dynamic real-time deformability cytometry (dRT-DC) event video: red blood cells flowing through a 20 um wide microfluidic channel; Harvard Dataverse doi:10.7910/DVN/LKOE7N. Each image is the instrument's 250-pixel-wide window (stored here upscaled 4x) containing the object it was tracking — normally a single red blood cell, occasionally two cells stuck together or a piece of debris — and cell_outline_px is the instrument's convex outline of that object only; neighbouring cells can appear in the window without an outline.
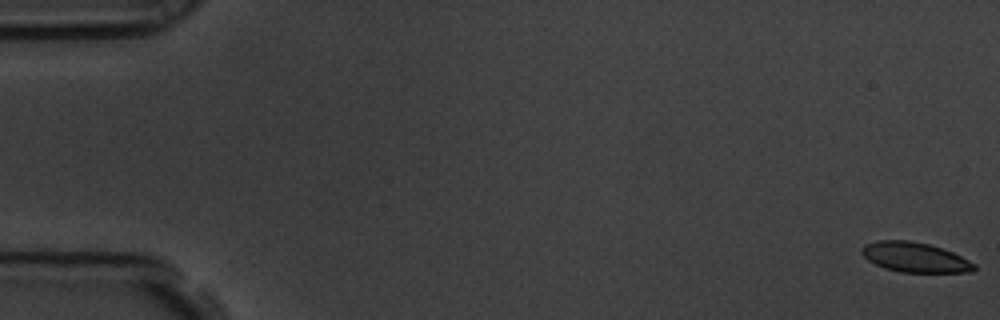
{"species": "common noctule bat (a hibernating species)", "species_latin": "Nyctalus noctula", "temperature_condition": "room temperature", "stored_images_in_passage": 58, "camera_frame_rate_fps": 3000, "um_per_image_px": 0.085, "animal": {"sex": "male", "body_mass_g": 19.5, "forearm_length_mm": 54.6}, "frame": {"image": 1, "passage_image": 1, "time_ms": 0.0, "image_size_px": [1000, 320], "cell_outline_px": [[976, 268], [972, 272], [900, 272], [884, 268], [868, 260], [860, 252], [860, 248], [864, 244], [880, 240], [908, 240], [928, 244], [952, 252], [976, 264]], "centroid_in_image_um": [77.74, 21.87], "position_along_channel_um": 7.3, "area_um2": 19.48}}
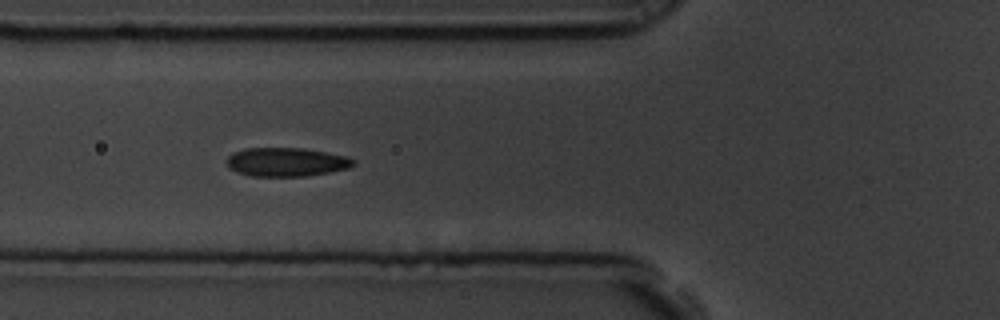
{"frame": {"image": 2, "passage_image": 22, "time_ms": 7.0, "image_size_px": [1000, 320], "cell_outline_px": [[356, 164], [348, 168], [308, 176], [252, 176], [236, 172], [228, 168], [224, 160], [232, 152], [244, 148], [304, 148], [348, 156], [356, 160]], "centroid_in_image_um": [24.31, 13.76], "position_along_channel_um": 101.5, "area_um2": 21.56}}
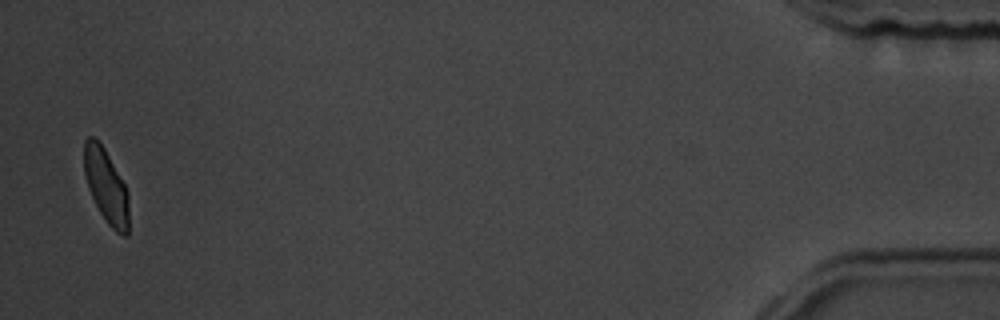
{"frame": {"image": 3, "passage_image": 57, "time_ms": 18.667, "image_size_px": [1000, 320], "cell_outline_px": [[128, 236], [124, 236], [116, 232], [104, 220], [88, 188], [84, 172], [84, 140], [88, 136], [92, 136], [104, 148], [124, 184], [128, 192]], "centroid_in_image_um": [9.02, 15.84], "position_along_channel_um": 426.2, "area_um2": 19.07}, "authors_computed_cell_mechanics": {"area_um2": 20.6346, "velocity_mm_per_s": 3.5547, "shape_relaxation_time_tau1_ms": 3.4867, "shape_relaxation_time_tau2_ms": 1.2737, "deformation_change_tau1": 0.1065, "deformation_change_tau2": 0.0518}}